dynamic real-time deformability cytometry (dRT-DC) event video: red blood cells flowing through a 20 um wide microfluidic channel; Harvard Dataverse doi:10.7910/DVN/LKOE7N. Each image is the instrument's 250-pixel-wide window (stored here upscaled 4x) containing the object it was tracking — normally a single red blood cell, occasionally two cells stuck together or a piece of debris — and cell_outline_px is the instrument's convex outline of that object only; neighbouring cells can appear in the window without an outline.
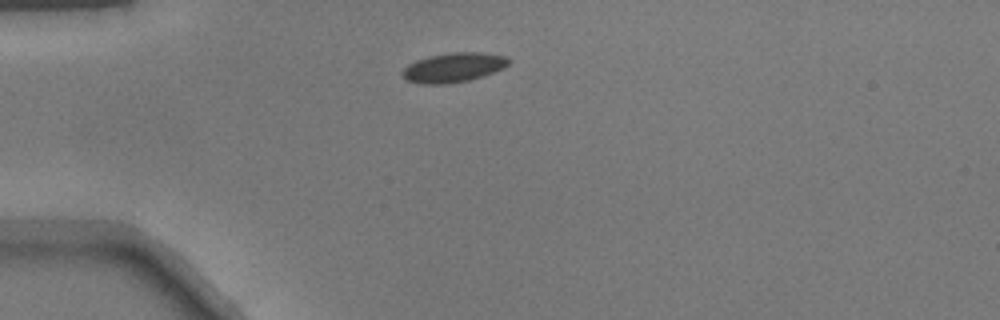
{"species": "common noctule bat (a hibernating species)", "species_latin": "Nyctalus noctula", "temperature_condition": "warm", "stored_images_in_passage": 38, "camera_frame_rate_fps": 3000, "um_per_image_px": 0.085, "animal": {"sex": "male", "body_mass_g": 17.9}, "frame": {"image": 1, "passage_image": 1, "time_ms": 0.0, "image_size_px": [1000, 320], "cell_outline_px": [[508, 64], [504, 68], [484, 76], [468, 80], [444, 84], [420, 84], [408, 80], [400, 72], [408, 64], [416, 60], [428, 56], [452, 52], [480, 52], [504, 56], [508, 60]], "centroid_in_image_um": [38.52, 5.73], "position_along_channel_um": 46.5, "area_um2": 18.15}}
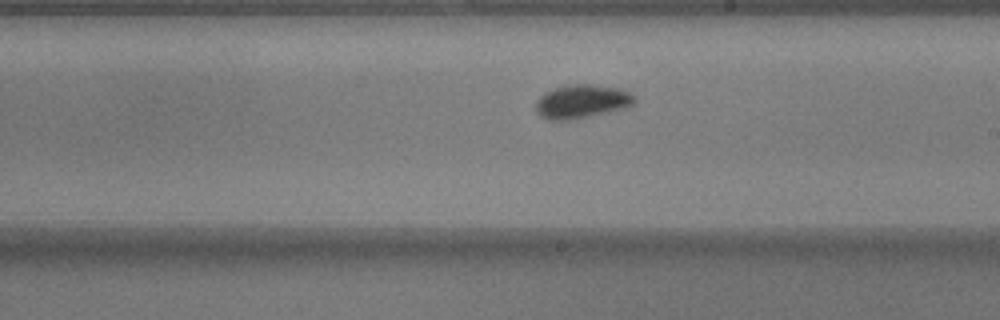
{"frame": {"image": 2, "passage_image": 17, "time_ms": 5.333, "image_size_px": [1000, 320], "cell_outline_px": [[636, 100], [632, 104], [624, 108], [588, 116], [568, 120], [548, 120], [540, 116], [536, 112], [536, 100], [544, 92], [552, 88], [568, 84], [592, 84], [620, 88], [636, 96]], "centroid_in_image_um": [49.42, 8.61], "position_along_channel_um": 239.6, "area_um2": 19.42}}
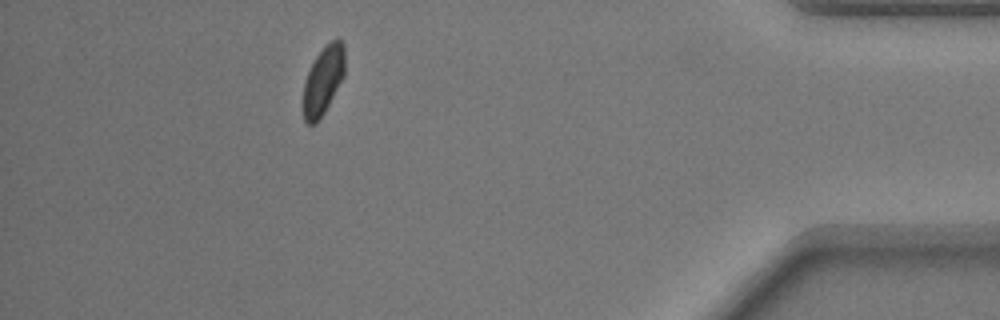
{"frame": {"image": 3, "passage_image": 33, "time_ms": 10.667, "image_size_px": [1000, 320], "cell_outline_px": [[344, 76], [324, 112], [316, 124], [308, 124], [304, 120], [304, 80], [316, 56], [332, 40], [340, 36], [344, 40]], "centroid_in_image_um": [27.49, 6.8], "position_along_channel_um": 407.7, "area_um2": 16.36}}